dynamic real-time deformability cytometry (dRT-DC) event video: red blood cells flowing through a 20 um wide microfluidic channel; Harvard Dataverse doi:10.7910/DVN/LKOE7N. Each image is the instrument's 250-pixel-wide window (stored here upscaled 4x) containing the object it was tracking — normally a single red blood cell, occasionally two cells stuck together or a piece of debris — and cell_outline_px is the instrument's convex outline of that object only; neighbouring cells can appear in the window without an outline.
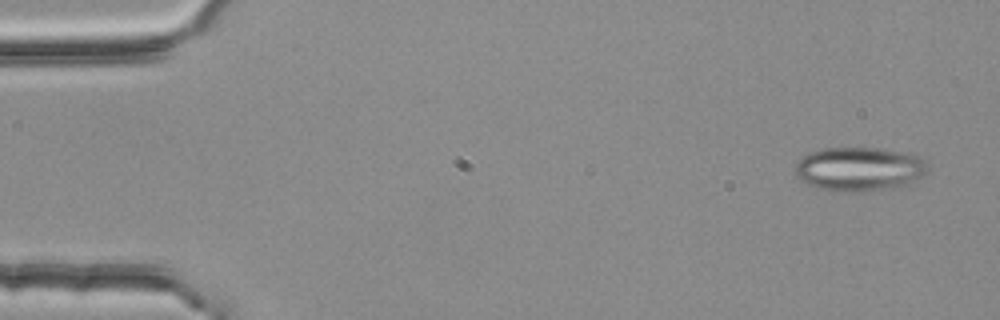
{"species": "common noctule bat (a hibernating species)", "species_latin": "Nyctalus noctula", "temperature_condition": "room temperature", "stored_images_in_passage": 2, "camera_frame_rate_fps": 3000, "um_per_image_px": 0.085, "animal": {"sex": "female", "body_mass_g": 25.1}, "frame": {"image": 1, "passage_image": 2, "time_ms": 0.333, "image_size_px": [1000, 320], "cell_outline_px": [[924, 172], [920, 176], [908, 184], [896, 188], [872, 192], [848, 192], [816, 188], [800, 180], [796, 176], [796, 160], [800, 156], [808, 152], [820, 148], [880, 148], [908, 152], [920, 156], [924, 160]], "centroid_in_image_um": [72.98, 14.37], "position_along_channel_um": 12.0, "area_um2": 34.45}}